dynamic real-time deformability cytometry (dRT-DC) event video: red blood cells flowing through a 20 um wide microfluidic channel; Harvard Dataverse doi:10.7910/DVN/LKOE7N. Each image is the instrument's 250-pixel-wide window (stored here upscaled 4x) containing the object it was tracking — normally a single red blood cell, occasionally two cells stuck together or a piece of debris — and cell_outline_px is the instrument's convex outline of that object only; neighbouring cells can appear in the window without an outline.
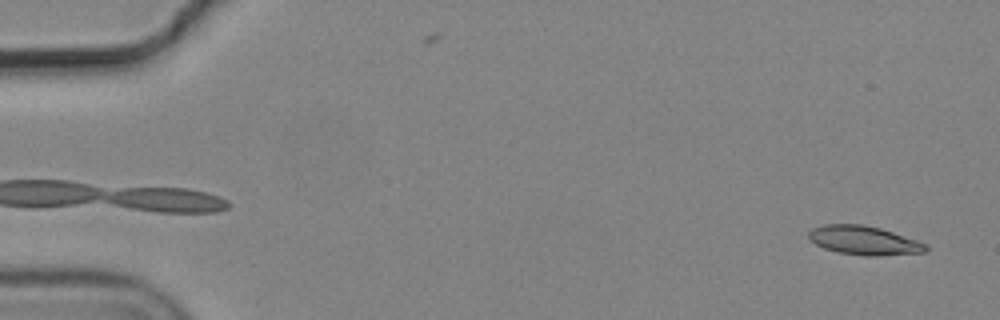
{"species": "common noctule bat (a hibernating species)", "species_latin": "Nyctalus noctula", "temperature_condition": "cold", "stored_images_in_passage": 3, "segment_of_instrument_passage": [2, 2], "camera_frame_rate_fps": 3000, "um_per_image_px": 0.085, "animal": {"sex": "male", "body_mass_g": 19.2, "forearm_length_mm": 51.8}, "frame": {"image": 1, "passage_image": 3, "time_ms": 0.667, "image_size_px": [1000, 320], "cell_outline_px": [[928, 252], [876, 256], [864, 256], [836, 252], [824, 248], [808, 240], [808, 232], [812, 228], [824, 224], [864, 224], [880, 228], [928, 244]], "centroid_in_image_um": [73.42, 20.44], "position_along_channel_um": 11.6, "area_um2": 19.94}}